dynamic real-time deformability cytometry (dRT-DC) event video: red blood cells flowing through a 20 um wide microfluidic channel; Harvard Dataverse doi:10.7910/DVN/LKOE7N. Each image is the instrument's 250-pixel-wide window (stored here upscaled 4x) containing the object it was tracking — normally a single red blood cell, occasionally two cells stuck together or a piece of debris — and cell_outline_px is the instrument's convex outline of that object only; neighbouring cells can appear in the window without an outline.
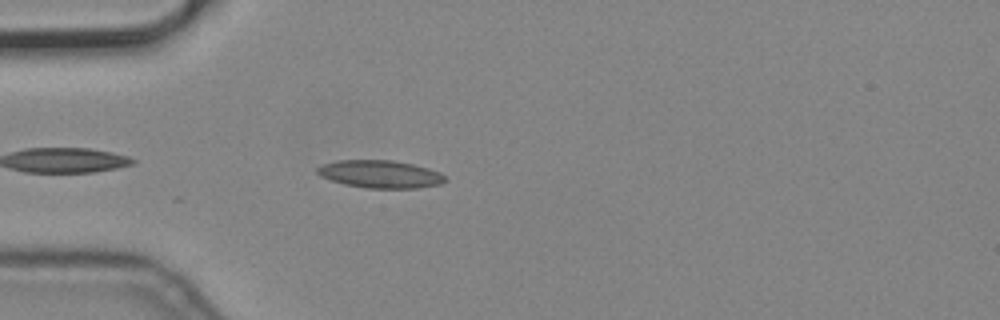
{"species": "common noctule bat (a hibernating species)", "species_latin": "Nyctalus noctula", "temperature_condition": "cold", "stored_images_in_passage": 4, "camera_frame_rate_fps": 3000, "um_per_image_px": 0.085, "animal": {"sex": "male", "body_mass_g": 19.2, "forearm_length_mm": 51.8}, "frame": {"image": 1, "passage_image": 4, "time_ms": 1.0, "image_size_px": [1000, 320], "cell_outline_px": [[444, 180], [440, 184], [416, 188], [368, 188], [344, 184], [320, 176], [316, 172], [316, 168], [324, 164], [336, 160], [392, 160], [412, 164], [428, 168], [440, 172], [444, 176]], "centroid_in_image_um": [32.29, 14.79], "position_along_channel_um": 52.7, "area_um2": 20.46}}